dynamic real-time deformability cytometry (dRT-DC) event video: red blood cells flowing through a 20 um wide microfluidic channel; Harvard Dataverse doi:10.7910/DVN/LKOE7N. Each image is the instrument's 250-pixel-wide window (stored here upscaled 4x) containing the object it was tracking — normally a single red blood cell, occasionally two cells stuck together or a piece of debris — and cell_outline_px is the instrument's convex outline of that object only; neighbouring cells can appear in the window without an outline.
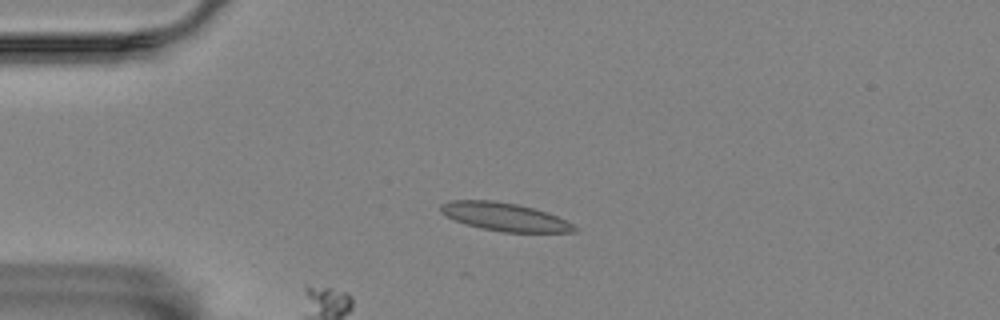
{"species": "Egyptian fruit bat (a non-hibernating species)", "species_latin": "Rousettus aegyptiacus", "temperature_condition": "room temperature", "stored_images_in_passage": 45, "segment_of_instrument_passage": [1, 3], "camera_frame_rate_fps": 3000, "um_per_image_px": 0.085, "animal": {"sex": "female"}, "frame": {"image": 1, "passage_image": 1, "time_ms": 0.0, "image_size_px": [1000, 320], "cell_outline_px": [[580, 228], [576, 232], [504, 232], [480, 228], [464, 224], [444, 216], [440, 212], [440, 204], [448, 200], [492, 200], [516, 204], [548, 212]], "centroid_in_image_um": [42.84, 18.43], "position_along_channel_um": 42.2, "area_um2": 22.08}}